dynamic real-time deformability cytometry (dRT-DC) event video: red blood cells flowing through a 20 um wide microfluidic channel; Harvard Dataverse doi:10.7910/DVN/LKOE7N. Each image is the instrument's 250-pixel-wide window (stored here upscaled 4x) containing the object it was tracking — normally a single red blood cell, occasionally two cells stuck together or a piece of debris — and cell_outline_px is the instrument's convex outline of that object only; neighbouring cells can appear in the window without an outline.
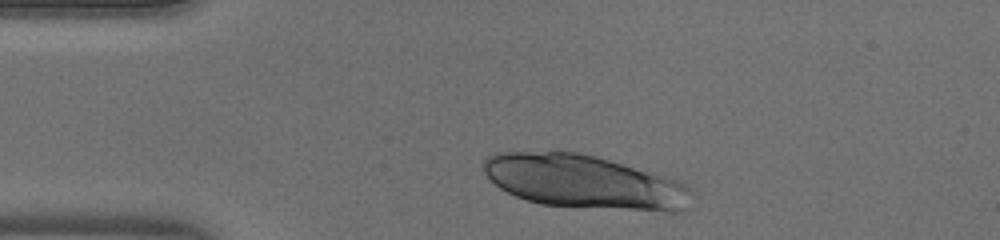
{"species": "human", "species_latin": "Homo sapiens", "temperature_condition": "warm", "stored_images_in_passage": 8, "camera_frame_rate_fps": 3000, "um_per_image_px": 0.085, "donor": {"sex": "male"}, "frame": {"image": 1, "passage_image": 1, "time_ms": 0.0, "image_size_px": [1000, 240], "cell_outline_px": [[688, 192], [684, 208], [680, 212], [672, 212], [540, 204], [516, 196], [500, 188], [484, 172], [480, 164], [488, 156], [496, 152], [580, 152], [596, 156], [652, 172], [688, 184]], "centroid_in_image_um": [49.6, 15.44], "position_along_channel_um": 35.4, "area_um2": 64.16}}